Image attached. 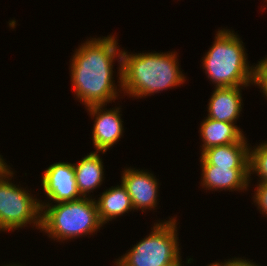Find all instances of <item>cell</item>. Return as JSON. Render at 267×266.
Wrapping results in <instances>:
<instances>
[{
    "mask_svg": "<svg viewBox=\"0 0 267 266\" xmlns=\"http://www.w3.org/2000/svg\"><path fill=\"white\" fill-rule=\"evenodd\" d=\"M90 38L75 50L69 67L74 97L85 108L112 104L122 93V49L117 38L112 34ZM116 60L119 64L117 85L113 77Z\"/></svg>",
    "mask_w": 267,
    "mask_h": 266,
    "instance_id": "1",
    "label": "cell"
},
{
    "mask_svg": "<svg viewBox=\"0 0 267 266\" xmlns=\"http://www.w3.org/2000/svg\"><path fill=\"white\" fill-rule=\"evenodd\" d=\"M155 52V53H154ZM128 53L122 49V93L135 99L179 87L186 76L179 68L177 52Z\"/></svg>",
    "mask_w": 267,
    "mask_h": 266,
    "instance_id": "2",
    "label": "cell"
},
{
    "mask_svg": "<svg viewBox=\"0 0 267 266\" xmlns=\"http://www.w3.org/2000/svg\"><path fill=\"white\" fill-rule=\"evenodd\" d=\"M215 41L202 57V67L215 88L249 86L253 83L254 66L248 62L240 35L233 30L218 29Z\"/></svg>",
    "mask_w": 267,
    "mask_h": 266,
    "instance_id": "3",
    "label": "cell"
},
{
    "mask_svg": "<svg viewBox=\"0 0 267 266\" xmlns=\"http://www.w3.org/2000/svg\"><path fill=\"white\" fill-rule=\"evenodd\" d=\"M41 207L40 231L47 233V236L54 241L57 240L56 242L91 236L103 227L98 217L95 198L92 197L56 204H41Z\"/></svg>",
    "mask_w": 267,
    "mask_h": 266,
    "instance_id": "4",
    "label": "cell"
},
{
    "mask_svg": "<svg viewBox=\"0 0 267 266\" xmlns=\"http://www.w3.org/2000/svg\"><path fill=\"white\" fill-rule=\"evenodd\" d=\"M177 217L155 222L150 234L119 257L115 266H169L182 256L179 248Z\"/></svg>",
    "mask_w": 267,
    "mask_h": 266,
    "instance_id": "5",
    "label": "cell"
},
{
    "mask_svg": "<svg viewBox=\"0 0 267 266\" xmlns=\"http://www.w3.org/2000/svg\"><path fill=\"white\" fill-rule=\"evenodd\" d=\"M7 163L0 167V231H11L28 227L41 229V201L29 190L14 184V171Z\"/></svg>",
    "mask_w": 267,
    "mask_h": 266,
    "instance_id": "6",
    "label": "cell"
},
{
    "mask_svg": "<svg viewBox=\"0 0 267 266\" xmlns=\"http://www.w3.org/2000/svg\"><path fill=\"white\" fill-rule=\"evenodd\" d=\"M41 186L44 194L49 198L48 202L41 201V204H52L53 202L56 204L82 198L77 188L73 163L56 162L51 164L42 175Z\"/></svg>",
    "mask_w": 267,
    "mask_h": 266,
    "instance_id": "7",
    "label": "cell"
},
{
    "mask_svg": "<svg viewBox=\"0 0 267 266\" xmlns=\"http://www.w3.org/2000/svg\"><path fill=\"white\" fill-rule=\"evenodd\" d=\"M107 105H93L86 107L91 119L94 120L92 131V142L95 151L106 152L115 145L119 139L123 136L124 126L122 121V114H120L122 108L114 107L107 108Z\"/></svg>",
    "mask_w": 267,
    "mask_h": 266,
    "instance_id": "8",
    "label": "cell"
},
{
    "mask_svg": "<svg viewBox=\"0 0 267 266\" xmlns=\"http://www.w3.org/2000/svg\"><path fill=\"white\" fill-rule=\"evenodd\" d=\"M121 183L129 194L134 209L155 210L158 202L160 183L156 176L147 170L126 167L121 174Z\"/></svg>",
    "mask_w": 267,
    "mask_h": 266,
    "instance_id": "9",
    "label": "cell"
},
{
    "mask_svg": "<svg viewBox=\"0 0 267 266\" xmlns=\"http://www.w3.org/2000/svg\"><path fill=\"white\" fill-rule=\"evenodd\" d=\"M201 186L210 191H246L249 185V169H229L210 165L200 156Z\"/></svg>",
    "mask_w": 267,
    "mask_h": 266,
    "instance_id": "10",
    "label": "cell"
},
{
    "mask_svg": "<svg viewBox=\"0 0 267 266\" xmlns=\"http://www.w3.org/2000/svg\"><path fill=\"white\" fill-rule=\"evenodd\" d=\"M248 86L215 88L208 102L206 117L223 122L236 123L242 114V90Z\"/></svg>",
    "mask_w": 267,
    "mask_h": 266,
    "instance_id": "11",
    "label": "cell"
},
{
    "mask_svg": "<svg viewBox=\"0 0 267 266\" xmlns=\"http://www.w3.org/2000/svg\"><path fill=\"white\" fill-rule=\"evenodd\" d=\"M200 135L202 146L201 154L209 148L233 144L236 142H248L243 131L236 123L217 121L208 117L200 123Z\"/></svg>",
    "mask_w": 267,
    "mask_h": 266,
    "instance_id": "12",
    "label": "cell"
},
{
    "mask_svg": "<svg viewBox=\"0 0 267 266\" xmlns=\"http://www.w3.org/2000/svg\"><path fill=\"white\" fill-rule=\"evenodd\" d=\"M98 153L106 152L92 151L81 158L77 164L73 163L77 188L82 197H92L89 194L99 188L105 179L103 159Z\"/></svg>",
    "mask_w": 267,
    "mask_h": 266,
    "instance_id": "13",
    "label": "cell"
},
{
    "mask_svg": "<svg viewBox=\"0 0 267 266\" xmlns=\"http://www.w3.org/2000/svg\"><path fill=\"white\" fill-rule=\"evenodd\" d=\"M95 199L100 222L104 225L125 213L134 211L132 200L122 185L111 186Z\"/></svg>",
    "mask_w": 267,
    "mask_h": 266,
    "instance_id": "14",
    "label": "cell"
},
{
    "mask_svg": "<svg viewBox=\"0 0 267 266\" xmlns=\"http://www.w3.org/2000/svg\"><path fill=\"white\" fill-rule=\"evenodd\" d=\"M249 143L236 142L206 149L201 156L214 166L249 169Z\"/></svg>",
    "mask_w": 267,
    "mask_h": 266,
    "instance_id": "15",
    "label": "cell"
},
{
    "mask_svg": "<svg viewBox=\"0 0 267 266\" xmlns=\"http://www.w3.org/2000/svg\"><path fill=\"white\" fill-rule=\"evenodd\" d=\"M257 174L259 183L267 182V141L249 147V184L251 174Z\"/></svg>",
    "mask_w": 267,
    "mask_h": 266,
    "instance_id": "16",
    "label": "cell"
},
{
    "mask_svg": "<svg viewBox=\"0 0 267 266\" xmlns=\"http://www.w3.org/2000/svg\"><path fill=\"white\" fill-rule=\"evenodd\" d=\"M252 85L258 86L260 92H263V95L267 98V57L254 65Z\"/></svg>",
    "mask_w": 267,
    "mask_h": 266,
    "instance_id": "17",
    "label": "cell"
},
{
    "mask_svg": "<svg viewBox=\"0 0 267 266\" xmlns=\"http://www.w3.org/2000/svg\"><path fill=\"white\" fill-rule=\"evenodd\" d=\"M254 189V196L253 202L255 203V206L257 205V210L259 209V212L261 214H264L265 217L267 216V182L265 183H258L257 186Z\"/></svg>",
    "mask_w": 267,
    "mask_h": 266,
    "instance_id": "18",
    "label": "cell"
},
{
    "mask_svg": "<svg viewBox=\"0 0 267 266\" xmlns=\"http://www.w3.org/2000/svg\"><path fill=\"white\" fill-rule=\"evenodd\" d=\"M229 266H261L255 262H253L252 260L249 259H242L241 257L239 258H230V264Z\"/></svg>",
    "mask_w": 267,
    "mask_h": 266,
    "instance_id": "19",
    "label": "cell"
},
{
    "mask_svg": "<svg viewBox=\"0 0 267 266\" xmlns=\"http://www.w3.org/2000/svg\"><path fill=\"white\" fill-rule=\"evenodd\" d=\"M229 264H230V259H227V261L224 260L223 263L220 261H218V262L216 261V262L207 264L206 266H229Z\"/></svg>",
    "mask_w": 267,
    "mask_h": 266,
    "instance_id": "20",
    "label": "cell"
},
{
    "mask_svg": "<svg viewBox=\"0 0 267 266\" xmlns=\"http://www.w3.org/2000/svg\"><path fill=\"white\" fill-rule=\"evenodd\" d=\"M182 258H180L176 263H174L173 265H169V266H184V264H182Z\"/></svg>",
    "mask_w": 267,
    "mask_h": 266,
    "instance_id": "21",
    "label": "cell"
},
{
    "mask_svg": "<svg viewBox=\"0 0 267 266\" xmlns=\"http://www.w3.org/2000/svg\"><path fill=\"white\" fill-rule=\"evenodd\" d=\"M6 164L5 159L0 154V167L4 166Z\"/></svg>",
    "mask_w": 267,
    "mask_h": 266,
    "instance_id": "22",
    "label": "cell"
},
{
    "mask_svg": "<svg viewBox=\"0 0 267 266\" xmlns=\"http://www.w3.org/2000/svg\"><path fill=\"white\" fill-rule=\"evenodd\" d=\"M4 266H22L21 264L19 265L18 263H16V264H12V263H10V264H8V265H4ZM25 266V265H24Z\"/></svg>",
    "mask_w": 267,
    "mask_h": 266,
    "instance_id": "23",
    "label": "cell"
}]
</instances>
